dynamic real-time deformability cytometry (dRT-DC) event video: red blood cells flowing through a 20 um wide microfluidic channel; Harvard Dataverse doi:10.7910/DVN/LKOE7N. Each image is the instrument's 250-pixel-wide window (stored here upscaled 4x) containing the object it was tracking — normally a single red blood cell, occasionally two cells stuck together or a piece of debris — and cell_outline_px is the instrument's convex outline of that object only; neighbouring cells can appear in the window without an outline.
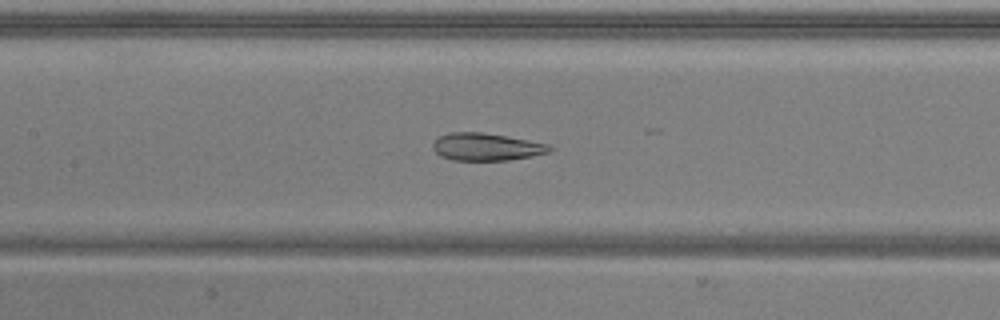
{"species": "common noctule bat (a hibernating species)", "species_latin": "Nyctalus noctula", "temperature_condition": "warm", "stored_images_in_passage": 19, "camera_frame_rate_fps": 3000, "um_per_image_px": 0.085, "animal": {"sex": "male", "body_mass_g": 20.5, "forearm_length_mm": 52.5}, "frame": {"image": 1, "passage_image": 9, "time_ms": 2.667, "image_size_px": [1000, 320], "cell_outline_px": [[552, 148], [548, 152], [532, 156], [508, 160], [452, 160], [440, 156], [432, 148], [432, 144], [440, 136], [448, 132], [480, 132], [528, 140], [548, 144]], "centroid_in_image_um": [41.3, 12.48], "position_along_channel_um": 166.1, "area_um2": 18.5}}
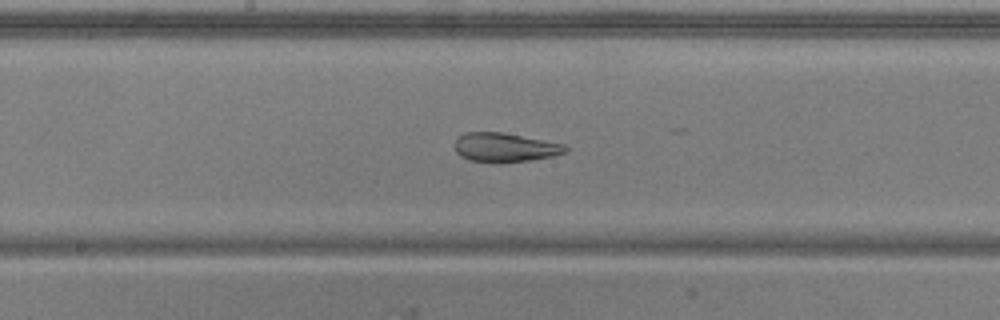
{"frame": {"image": 2, "passage_image": 12, "time_ms": 3.667, "image_size_px": [1000, 320], "cell_outline_px": [[568, 152], [552, 156], [532, 160], [468, 160], [460, 156], [456, 152], [456, 136], [464, 132], [500, 132], [564, 144], [568, 148]], "centroid_in_image_um": [42.91, 12.49], "position_along_channel_um": 205.3, "area_um2": 18.09}}
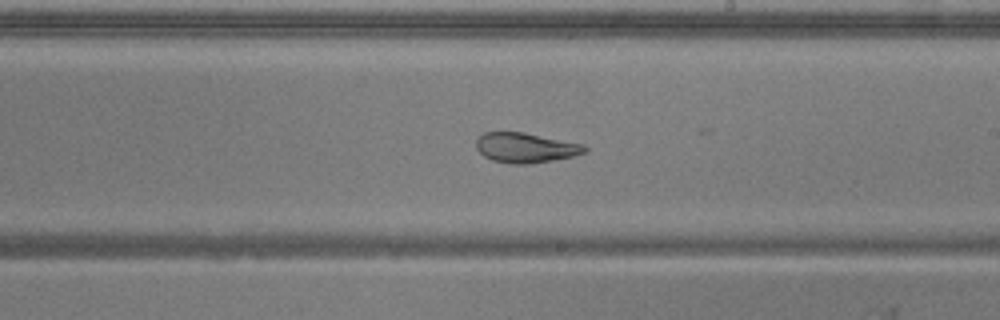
{"frame": {"image": 3, "passage_image": 15, "time_ms": 4.667, "image_size_px": [1000, 320], "cell_outline_px": [[588, 152], [572, 156], [552, 160], [528, 164], [512, 164], [492, 160], [484, 156], [476, 148], [476, 140], [484, 132], [524, 132], [584, 144], [588, 148]], "centroid_in_image_um": [44.69, 12.55], "position_along_channel_um": 244.3, "area_um2": 18.96}}